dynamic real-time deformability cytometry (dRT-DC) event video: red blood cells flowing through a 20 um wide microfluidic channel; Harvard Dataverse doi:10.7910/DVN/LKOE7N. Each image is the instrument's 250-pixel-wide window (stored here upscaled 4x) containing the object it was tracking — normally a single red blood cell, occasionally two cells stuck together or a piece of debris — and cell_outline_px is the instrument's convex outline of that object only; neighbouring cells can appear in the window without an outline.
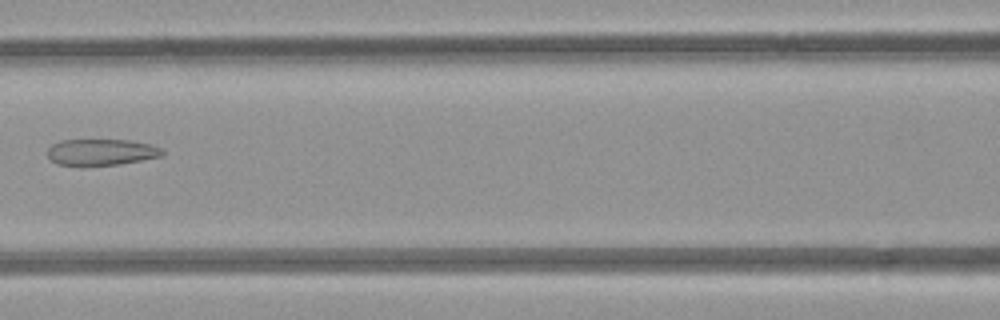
{"species": "common noctule bat (a hibernating species)", "species_latin": "Nyctalus noctula", "temperature_condition": "room temperature", "stored_images_in_passage": 6, "camera_frame_rate_fps": 3000, "um_per_image_px": 0.085, "animal": {"sex": "female", "body_mass_g": 21.9}, "frame": {"image": 1, "passage_image": 4, "time_ms": 3.667, "image_size_px": [1000, 320], "cell_outline_px": [[164, 156], [120, 164], [80, 168], [56, 164], [48, 156], [48, 148], [52, 144], [60, 140], [128, 140], [148, 144], [160, 148], [164, 152]], "centroid_in_image_um": [8.55, 12.97], "position_along_channel_um": 158.0, "area_um2": 18.15}}
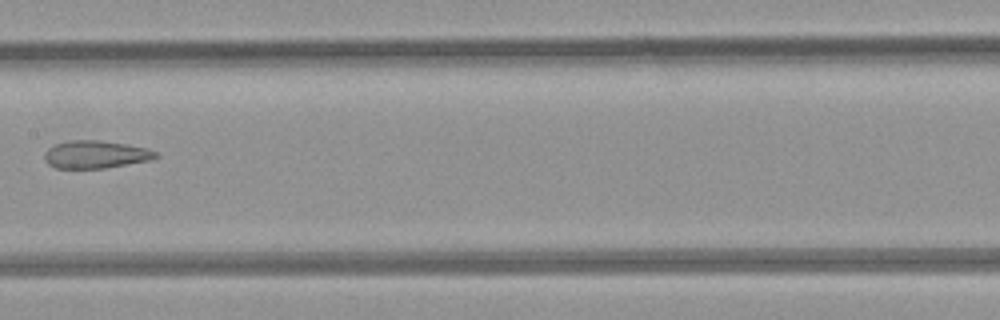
{"frame": {"image": 2, "passage_image": 5, "time_ms": 4.667, "image_size_px": [1000, 320], "cell_outline_px": [[160, 156], [152, 160], [104, 168], [56, 168], [48, 164], [44, 160], [44, 156], [48, 148], [56, 144], [72, 140], [96, 140], [124, 144], [148, 148], [156, 152]], "centroid_in_image_um": [8.15, 13.14], "position_along_channel_um": 199.3, "area_um2": 17.86}}